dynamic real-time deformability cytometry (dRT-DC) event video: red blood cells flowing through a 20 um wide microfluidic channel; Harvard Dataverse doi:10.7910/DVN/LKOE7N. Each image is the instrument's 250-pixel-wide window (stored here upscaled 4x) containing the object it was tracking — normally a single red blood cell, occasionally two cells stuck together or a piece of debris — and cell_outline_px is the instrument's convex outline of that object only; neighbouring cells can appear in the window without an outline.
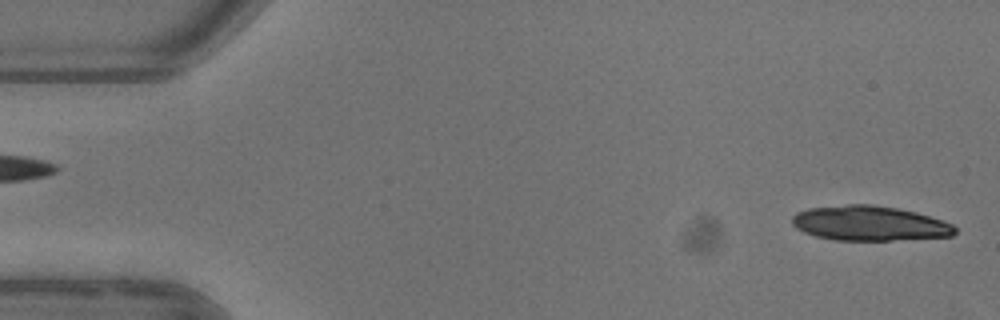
{"species": "common noctule bat (a hibernating species)", "species_latin": "Nyctalus noctula", "temperature_condition": "warm", "stored_images_in_passage": 5, "segment_of_instrument_passage": [2, 2], "camera_frame_rate_fps": 3000, "um_per_image_px": 0.085, "animal": {"sex": "female"}, "frame": {"image": 1, "passage_image": 5, "time_ms": 4.667, "image_size_px": [1000, 320], "cell_outline_px": [[956, 232], [952, 236], [892, 240], [836, 240], [816, 236], [804, 232], [796, 228], [792, 224], [792, 216], [796, 212], [808, 208], [848, 204], [872, 204], [896, 208], [916, 212], [952, 224], [956, 228]], "centroid_in_image_um": [73.87, 18.98], "position_along_channel_um": 11.1, "area_um2": 32.95}}